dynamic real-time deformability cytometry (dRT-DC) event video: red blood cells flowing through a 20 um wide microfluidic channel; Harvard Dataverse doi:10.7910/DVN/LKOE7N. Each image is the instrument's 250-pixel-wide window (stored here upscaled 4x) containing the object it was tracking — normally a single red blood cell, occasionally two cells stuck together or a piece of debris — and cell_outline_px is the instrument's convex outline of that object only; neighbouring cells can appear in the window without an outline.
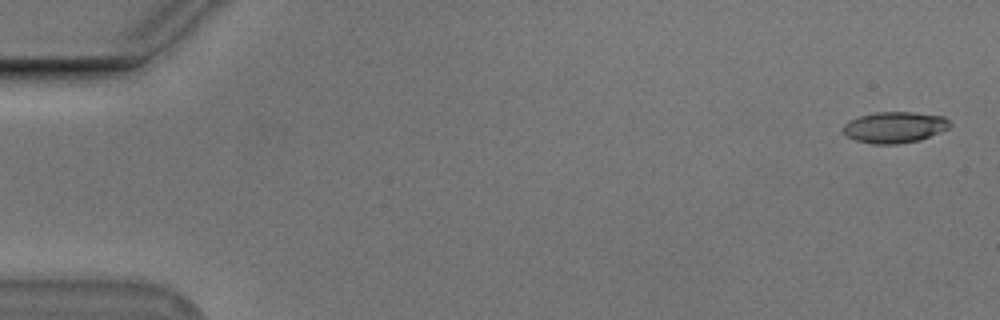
{"species": "Egyptian fruit bat (a non-hibernating species)", "species_latin": "Rousettus aegyptiacus", "temperature_condition": "cold", "stored_images_in_passage": 17, "camera_frame_rate_fps": 3000, "um_per_image_px": 0.085, "animal": {"sex": "male"}, "frame": {"image": 1, "passage_image": 2, "time_ms": 0.333, "image_size_px": [1000, 320], "cell_outline_px": [[952, 124], [948, 128], [940, 132], [920, 140], [896, 144], [872, 144], [856, 140], [848, 136], [844, 132], [844, 124], [848, 120], [860, 116], [876, 112], [916, 112], [944, 116]], "centroid_in_image_um": [76.06, 10.81], "position_along_channel_um": 8.9, "area_um2": 19.36}}
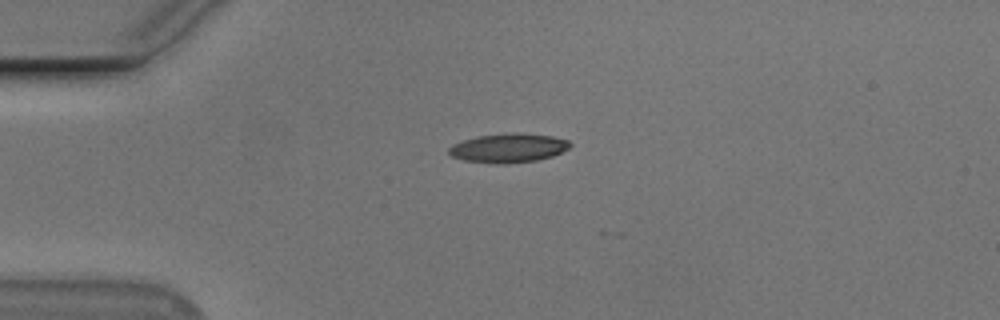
{"frame": {"image": 2, "passage_image": 14, "time_ms": 4.333, "image_size_px": [1000, 320], "cell_outline_px": [[572, 144], [568, 148], [552, 156], [536, 160], [504, 164], [496, 164], [464, 160], [452, 156], [448, 152], [448, 148], [452, 144], [476, 136], [512, 132], [516, 132], [552, 136], [568, 140]], "centroid_in_image_um": [43.19, 12.57], "position_along_channel_um": 41.8, "area_um2": 20.52}}